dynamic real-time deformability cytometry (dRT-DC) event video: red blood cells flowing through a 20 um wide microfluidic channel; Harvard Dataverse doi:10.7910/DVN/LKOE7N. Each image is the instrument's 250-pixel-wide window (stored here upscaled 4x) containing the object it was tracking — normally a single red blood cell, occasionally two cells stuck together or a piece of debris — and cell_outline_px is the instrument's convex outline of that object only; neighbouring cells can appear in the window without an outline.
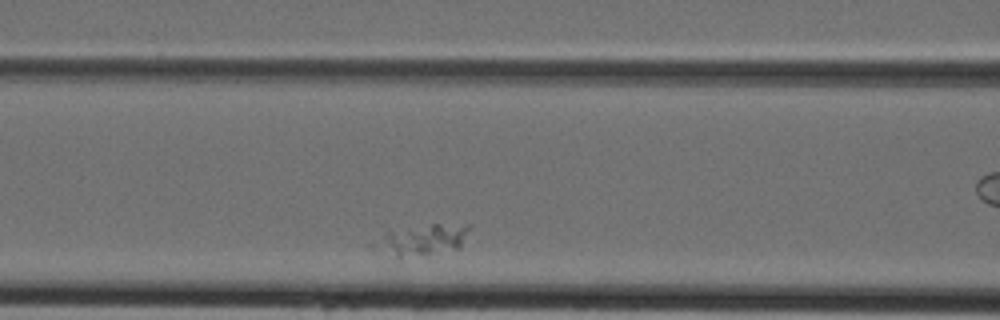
{"species": "Egyptian fruit bat (a non-hibernating species)", "species_latin": "Rousettus aegyptiacus", "temperature_condition": "cold", "stored_images_in_passage": 35, "segment_of_instrument_passage": [2, 2], "camera_frame_rate_fps": 3000, "um_per_image_px": 0.085, "animal": {"sex": "female"}, "frame": {"image": 1, "passage_image": 15, "time_ms": 4.667, "image_size_px": [1000, 320], "cell_outline_px": [[472, 224], [460, 248], [400, 256], [388, 244], [388, 228], [432, 224]], "centroid_in_image_um": [36.29, 20.24], "position_along_channel_um": 130.3, "area_um2": 14.8}}
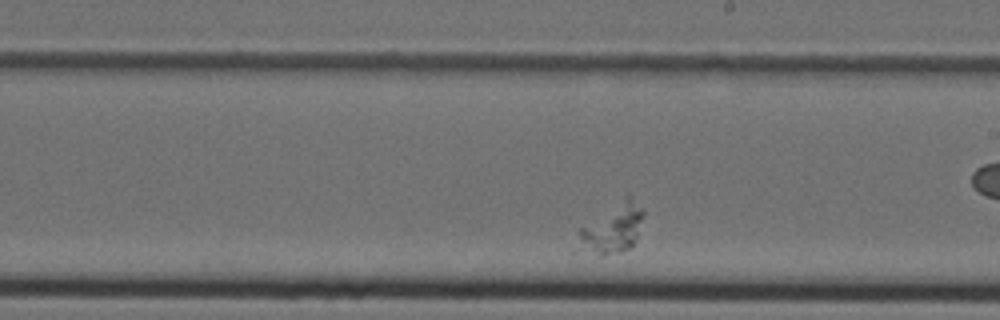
{"frame": {"image": 2, "passage_image": 23, "time_ms": 7.333, "image_size_px": [1000, 320], "cell_outline_px": [[644, 216], [636, 240], [628, 248], [620, 252], [604, 256], [600, 256], [568, 252], [580, 228], [628, 192], [632, 196], [644, 212]], "centroid_in_image_um": [51.89, 19.49], "position_along_channel_um": 237.1, "area_um2": 20.29}}
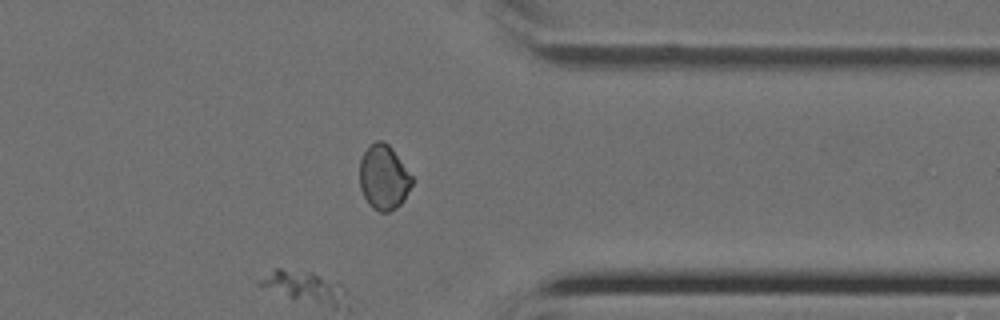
{"frame": {"image": 3, "passage_image": 35, "time_ms": 11.333, "image_size_px": [1000, 320], "cell_outline_px": [[412, 184], [404, 200], [396, 208], [388, 212], [380, 212], [372, 208], [368, 204], [360, 188], [360, 156], [376, 140], [384, 140], [392, 148], [412, 176]], "centroid_in_image_um": [32.6, 15.08], "position_along_channel_um": 378.8, "area_um2": 19.77}}